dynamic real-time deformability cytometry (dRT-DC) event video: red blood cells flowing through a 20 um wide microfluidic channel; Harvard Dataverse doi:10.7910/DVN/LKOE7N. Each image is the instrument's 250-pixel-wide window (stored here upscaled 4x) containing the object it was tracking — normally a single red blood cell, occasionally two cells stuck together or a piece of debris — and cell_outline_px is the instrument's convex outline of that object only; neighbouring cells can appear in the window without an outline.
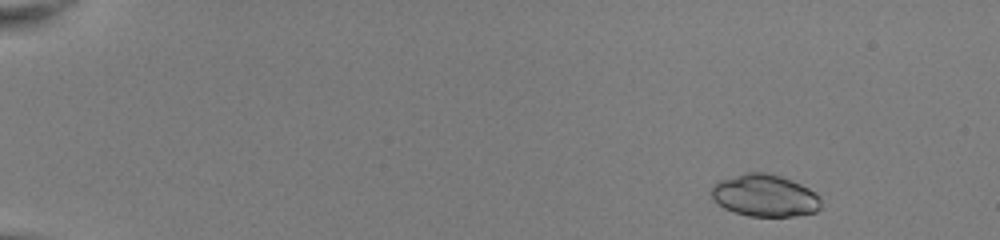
{"species": "common noctule bat (a hibernating species)", "species_latin": "Nyctalus noctula", "temperature_condition": "room temperature", "stored_images_in_passage": 50, "camera_frame_rate_fps": 3000, "um_per_image_px": 0.085, "animal": {"sex": "female", "body_mass_g": 22.0, "forearm_length_mm": 56.7}, "frame": {"image": 1, "passage_image": 4, "time_ms": 1.0, "image_size_px": [1000, 240], "cell_outline_px": [[820, 208], [816, 212], [792, 216], [748, 216], [724, 208], [712, 200], [712, 188], [720, 180], [744, 172], [768, 172], [780, 176], [800, 184], [816, 192], [820, 196]], "centroid_in_image_um": [65.01, 16.62], "position_along_channel_um": 20.0, "area_um2": 26.88}}
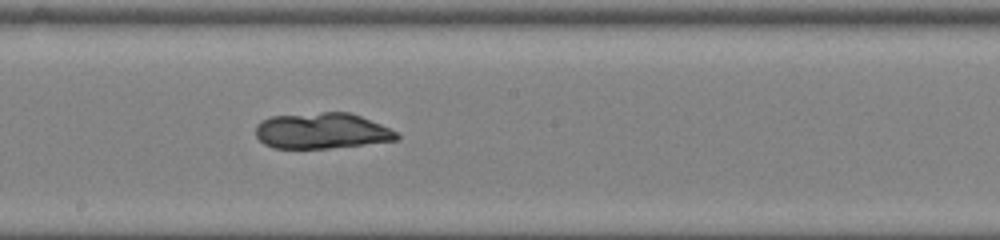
{"frame": {"image": 2, "passage_image": 29, "time_ms": 9.333, "image_size_px": [1000, 240], "cell_outline_px": [[400, 140], [328, 148], [272, 148], [264, 144], [256, 136], [256, 124], [260, 120], [272, 116], [324, 112], [348, 112], [360, 116], [380, 124], [396, 132], [400, 136]], "centroid_in_image_um": [27.33, 11.12], "position_along_channel_um": 220.9, "area_um2": 29.42}}
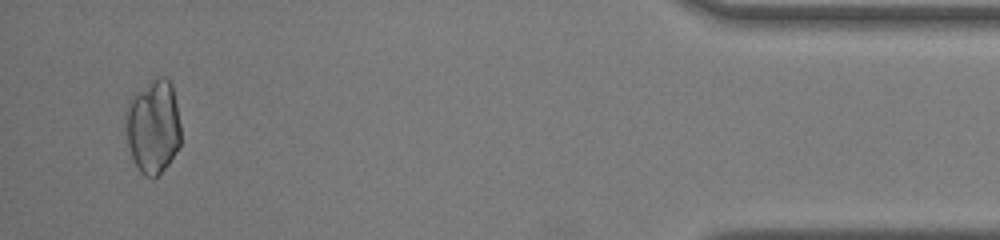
{"frame": {"image": 3, "passage_image": 48, "time_ms": 15.667, "image_size_px": [1000, 240], "cell_outline_px": [[180, 148], [168, 164], [156, 176], [144, 176], [140, 172], [132, 156], [128, 144], [124, 124], [124, 116], [128, 104], [132, 96], [152, 76], [164, 76], [172, 84], [180, 124]], "centroid_in_image_um": [13.01, 10.71], "position_along_channel_um": 422.2, "area_um2": 30.52}, "authors_computed_cell_mechanics": {"area_um2": 28.8133, "velocity_mm_per_s": 4.0685, "shape_relaxation_time_tau1_ms": null, "shape_relaxation_time_tau2_ms": 1.1016, "deformation_change_tau1": null, "deformation_change_tau2": 0.0417}}